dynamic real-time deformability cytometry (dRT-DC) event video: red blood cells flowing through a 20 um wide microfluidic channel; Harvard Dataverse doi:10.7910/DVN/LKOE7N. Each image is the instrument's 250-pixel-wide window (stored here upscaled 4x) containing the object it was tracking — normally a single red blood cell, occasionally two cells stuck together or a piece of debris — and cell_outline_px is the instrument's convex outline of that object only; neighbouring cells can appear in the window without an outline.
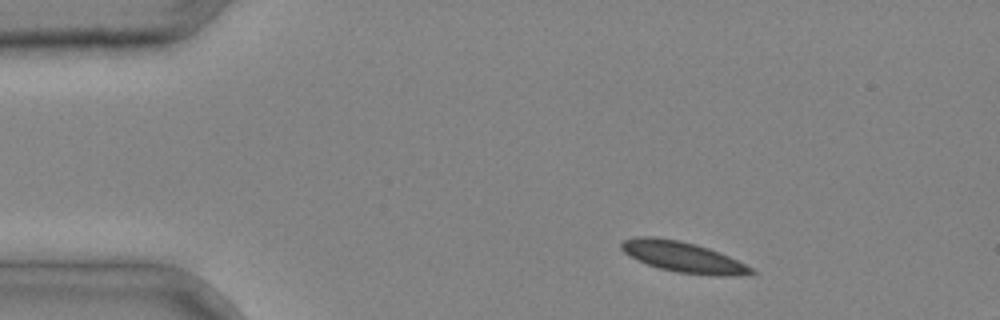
{"species": "common noctule bat (a hibernating species)", "species_latin": "Nyctalus noctula", "temperature_condition": "cold", "stored_images_in_passage": 2, "camera_frame_rate_fps": 3000, "um_per_image_px": 0.085, "animal": {"sex": "male", "body_mass_g": 20.4}, "frame": {"image": 1, "passage_image": 1, "time_ms": 0.0, "image_size_px": [1000, 320], "cell_outline_px": [[756, 272], [740, 276], [712, 276], [676, 272], [660, 268], [636, 260], [624, 252], [620, 248], [620, 244], [624, 240], [636, 236], [652, 236], [680, 240], [696, 244], [708, 248], [728, 256], [752, 268]], "centroid_in_image_um": [58.03, 21.84], "position_along_channel_um": 27.0, "area_um2": 23.18}}